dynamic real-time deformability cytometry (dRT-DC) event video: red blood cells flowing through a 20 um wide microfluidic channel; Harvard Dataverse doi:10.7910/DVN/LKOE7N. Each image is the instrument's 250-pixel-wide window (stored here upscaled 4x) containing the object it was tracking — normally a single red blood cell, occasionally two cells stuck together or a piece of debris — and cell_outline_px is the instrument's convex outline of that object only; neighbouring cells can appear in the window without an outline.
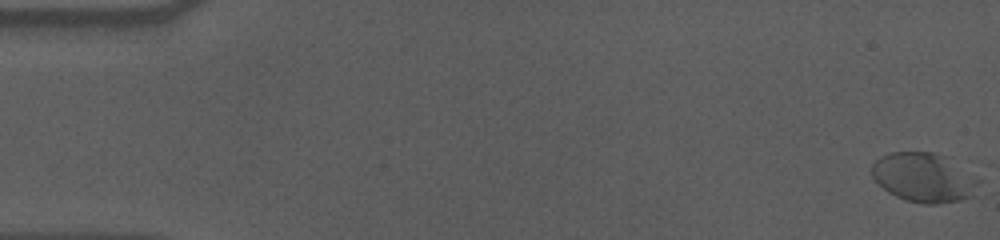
{"species": "human", "species_latin": "Homo sapiens", "temperature_condition": "cold", "stored_images_in_passage": 59, "camera_frame_rate_fps": 3000, "um_per_image_px": 0.085, "donor": {"sex": "male"}, "frame": {"image": 1, "passage_image": 1, "time_ms": 0.0, "image_size_px": [1000, 240], "cell_outline_px": [[980, 180], [976, 196], [960, 200], [936, 204], [924, 204], [904, 200], [888, 192], [872, 176], [872, 164], [880, 156], [892, 152], [932, 152], [948, 156]], "centroid_in_image_um": [78.57, 15.09], "position_along_channel_um": 6.4, "area_um2": 30.98}}
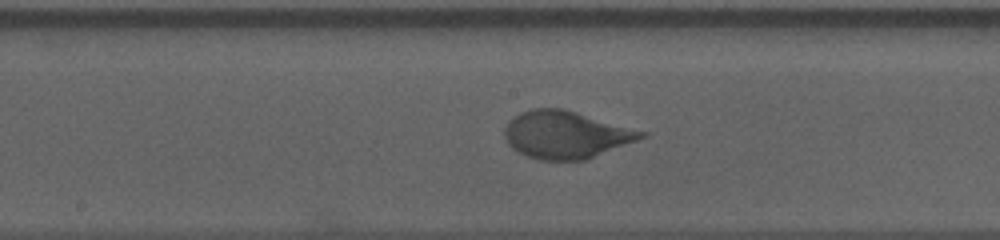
{"frame": {"image": 2, "passage_image": 31, "time_ms": 10.0, "image_size_px": [1000, 240], "cell_outline_px": [[648, 136], [584, 160], [540, 160], [516, 152], [508, 144], [504, 136], [504, 128], [508, 120], [512, 116], [528, 108], [564, 108], [648, 132]], "centroid_in_image_um": [48.06, 11.43], "position_along_channel_um": 200.1, "area_um2": 38.09}}
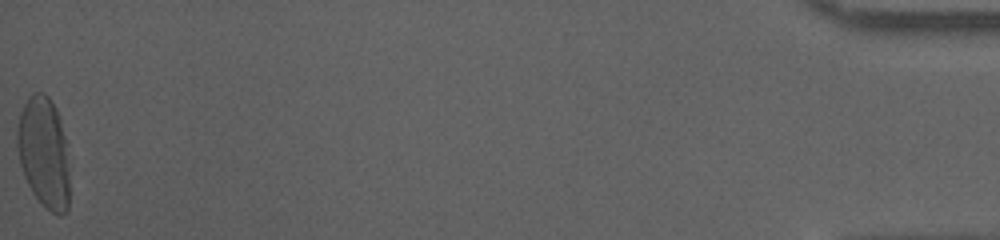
{"frame": {"image": 3, "passage_image": 59, "time_ms": 19.333, "image_size_px": [1000, 240], "cell_outline_px": [[68, 208], [60, 216], [44, 208], [32, 192], [24, 176], [20, 164], [16, 144], [16, 132], [20, 112], [28, 96], [32, 92], [44, 92], [48, 96], [56, 108], [60, 120], [64, 136], [68, 172]], "centroid_in_image_um": [3.69, 12.95], "position_along_channel_um": 431.5, "area_um2": 33.81}, "authors_computed_cell_mechanics": {"area_um2": 34.1598, "velocity_mm_per_s": 3.5405, "shape_relaxation_time_tau1_ms": 3.436, "shape_relaxation_time_tau2_ms": null, "deformation_change_tau1": 0.158, "deformation_change_tau2": null}}